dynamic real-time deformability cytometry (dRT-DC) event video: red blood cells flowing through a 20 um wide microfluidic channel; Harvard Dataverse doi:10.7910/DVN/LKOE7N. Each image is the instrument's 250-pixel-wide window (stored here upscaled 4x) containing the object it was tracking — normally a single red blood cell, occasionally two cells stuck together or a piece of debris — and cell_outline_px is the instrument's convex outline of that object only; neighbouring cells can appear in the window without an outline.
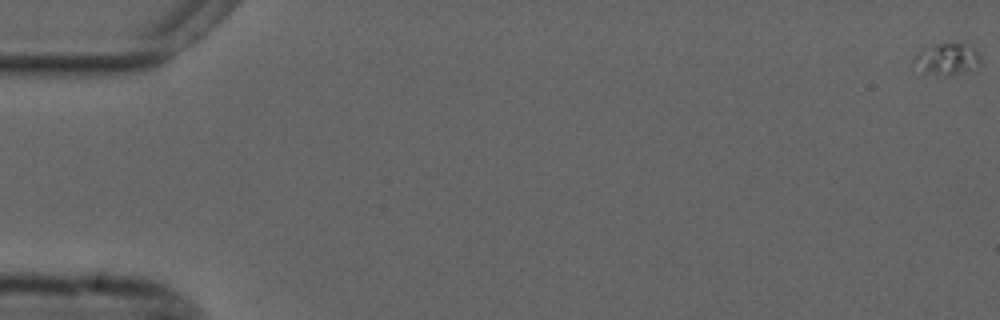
{"species": "common noctule bat (a hibernating species)", "species_latin": "Nyctalus noctula", "temperature_condition": "cold", "stored_images_in_passage": 58, "camera_frame_rate_fps": 3000, "um_per_image_px": 0.085, "animal": {"sex": "male", "forearm_length_mm": 52.5}, "frame": {"image": 1, "passage_image": 1, "time_ms": 0.0, "image_size_px": [1000, 320], "cell_outline_px": [[980, 64], [964, 72], [948, 76], [944, 76], [924, 72], [912, 64], [916, 56], [924, 48], [936, 44], [964, 40], [976, 48], [980, 56]], "centroid_in_image_um": [80.56, 4.97], "position_along_channel_um": 4.4, "area_um2": 12.66}}
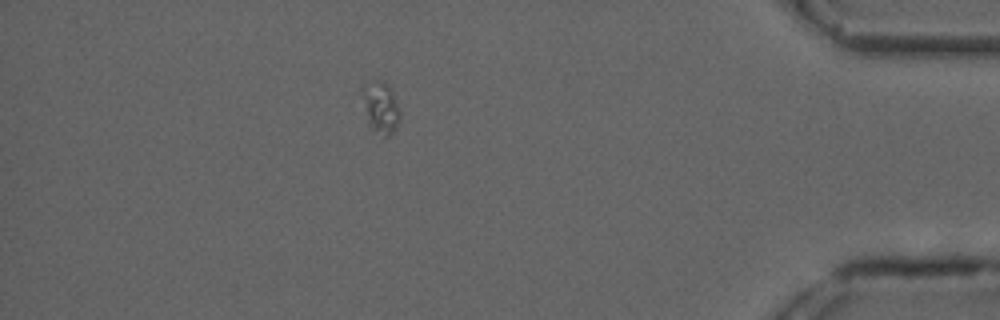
{"frame": {"image": 2, "passage_image": 51, "time_ms": 16.667, "image_size_px": [1000, 320], "cell_outline_px": [[400, 120], [396, 128], [388, 136], [384, 136], [372, 128], [368, 124], [360, 92], [360, 88], [364, 84], [376, 80], [380, 80], [388, 84], [392, 88], [400, 112]], "centroid_in_image_um": [32.34, 9.08], "position_along_channel_um": 402.9, "area_um2": 11.56}}